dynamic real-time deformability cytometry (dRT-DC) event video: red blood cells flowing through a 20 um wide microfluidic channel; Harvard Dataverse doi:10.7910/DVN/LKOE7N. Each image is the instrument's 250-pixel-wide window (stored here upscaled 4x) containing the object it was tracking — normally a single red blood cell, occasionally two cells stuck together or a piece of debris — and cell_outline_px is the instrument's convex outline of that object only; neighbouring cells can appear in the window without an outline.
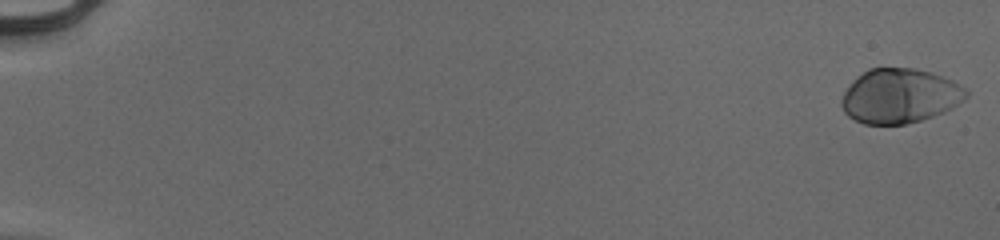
{"species": "human", "species_latin": "Homo sapiens", "temperature_condition": "cold", "stored_images_in_passage": 11, "camera_frame_rate_fps": 3000, "um_per_image_px": 0.085, "donor": {"sex": "male"}, "frame": {"image": 1, "passage_image": 1, "time_ms": 0.0, "image_size_px": [1000, 240], "cell_outline_px": [[968, 96], [964, 100], [952, 108], [944, 112], [920, 120], [904, 124], [864, 124], [848, 116], [844, 112], [840, 104], [840, 100], [844, 92], [852, 80], [856, 76], [868, 68], [916, 68], [932, 72], [952, 80], [968, 88]], "centroid_in_image_um": [76.48, 8.14], "position_along_channel_um": 8.5, "area_um2": 39.94}}